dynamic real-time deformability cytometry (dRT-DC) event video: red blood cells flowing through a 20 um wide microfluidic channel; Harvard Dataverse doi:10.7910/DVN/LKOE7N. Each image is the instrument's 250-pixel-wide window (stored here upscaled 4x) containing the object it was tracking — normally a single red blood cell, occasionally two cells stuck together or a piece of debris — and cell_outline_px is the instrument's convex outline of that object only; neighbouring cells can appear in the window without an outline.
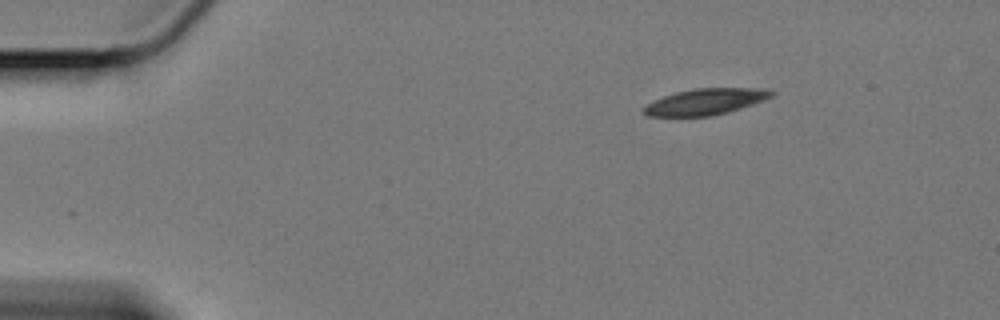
{"species": "Egyptian fruit bat (a non-hibernating species)", "species_latin": "Rousettus aegyptiacus", "temperature_condition": "cold", "stored_images_in_passage": 52, "camera_frame_rate_fps": 3000, "um_per_image_px": 0.085, "animal": {"sex": "female"}, "frame": {"image": 1, "passage_image": 1, "time_ms": 0.0, "image_size_px": [1000, 320], "cell_outline_px": [[776, 92], [772, 96], [764, 100], [728, 112], [712, 116], [648, 116], [640, 108], [644, 104], [652, 100], [676, 92], [696, 88], [768, 88]], "centroid_in_image_um": [59.94, 8.64], "position_along_channel_um": 25.1, "area_um2": 19.65}}
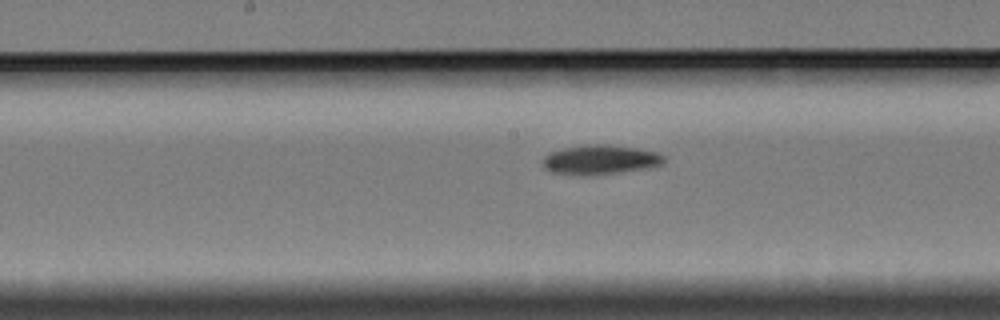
{"frame": {"image": 2, "passage_image": 23, "time_ms": 7.333, "image_size_px": [1000, 320], "cell_outline_px": [[664, 160], [660, 164], [652, 168], [596, 176], [580, 176], [552, 172], [544, 168], [544, 156], [548, 152], [564, 148], [584, 144], [608, 144], [640, 148], [656, 152], [664, 156]], "centroid_in_image_um": [51.02, 13.59], "position_along_channel_um": 197.2, "area_um2": 21.39}}
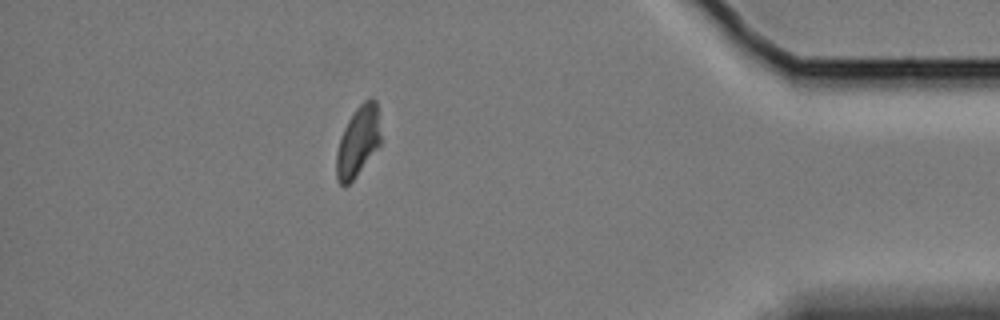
{"frame": {"image": 3, "passage_image": 45, "time_ms": 14.667, "image_size_px": [1000, 320], "cell_outline_px": [[380, 144], [356, 176], [344, 188], [336, 180], [336, 152], [344, 128], [348, 120], [356, 108], [364, 100], [372, 96], [376, 100], [380, 136]], "centroid_in_image_um": [30.41, 12.03], "position_along_channel_um": 404.8, "area_um2": 17.98}, "authors_computed_cell_mechanics": {"area_um2": 19.9988, "velocity_mm_per_s": 3.3594, "shape_relaxation_time_tau1_ms": 5.0218, "shape_relaxation_time_tau2_ms": null, "deformation_change_tau1": 0.134, "deformation_change_tau2": null}}